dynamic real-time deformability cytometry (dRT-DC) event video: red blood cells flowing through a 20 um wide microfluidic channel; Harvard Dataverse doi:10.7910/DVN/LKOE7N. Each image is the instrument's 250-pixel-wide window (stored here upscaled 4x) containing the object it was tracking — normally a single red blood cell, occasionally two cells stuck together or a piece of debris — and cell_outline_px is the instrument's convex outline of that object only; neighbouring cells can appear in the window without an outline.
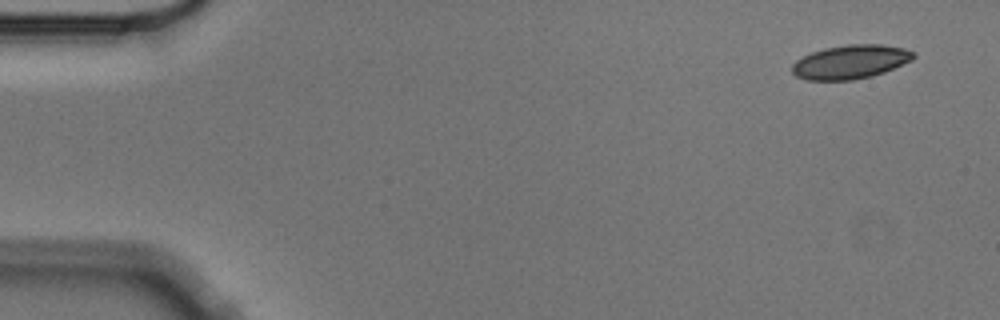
{"species": "Egyptian fruit bat (a non-hibernating species)", "species_latin": "Rousettus aegyptiacus", "temperature_condition": "cold", "stored_images_in_passage": 6, "camera_frame_rate_fps": 3000, "um_per_image_px": 0.085, "animal": {"sex": "male"}, "frame": {"image": 1, "passage_image": 1, "time_ms": 0.0, "image_size_px": [1000, 320], "cell_outline_px": [[916, 56], [912, 60], [884, 72], [872, 76], [852, 80], [808, 80], [796, 76], [792, 72], [792, 64], [796, 60], [812, 52], [824, 48], [848, 44], [880, 44], [904, 48], [916, 52]], "centroid_in_image_um": [72.31, 5.25], "position_along_channel_um": 12.7, "area_um2": 23.99}}
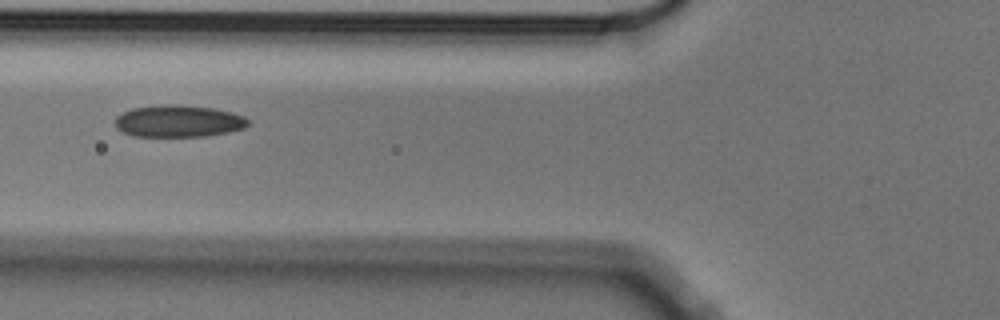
{"frame": {"image": 2, "passage_image": 5, "time_ms": 1.333, "image_size_px": [1000, 320], "cell_outline_px": [[248, 124], [244, 128], [228, 132], [204, 136], [132, 136], [116, 128], [116, 116], [132, 108], [164, 104], [180, 104], [212, 108], [232, 112], [244, 116], [248, 120]], "centroid_in_image_um": [15.17, 10.29], "position_along_channel_um": 110.6, "area_um2": 24.74}}
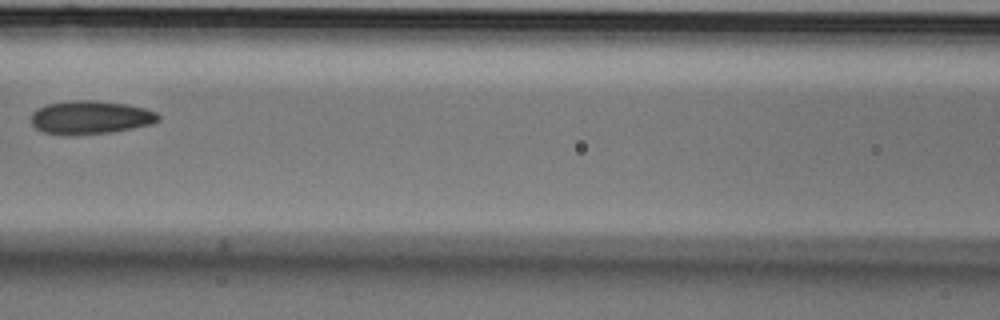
{"frame": {"image": 3, "passage_image": 6, "time_ms": 1.667, "image_size_px": [1000, 320], "cell_outline_px": [[160, 120], [152, 124], [112, 132], [68, 136], [44, 132], [36, 128], [32, 124], [32, 112], [36, 108], [44, 104], [72, 100], [96, 100], [128, 104], [144, 108], [156, 112], [160, 116]], "centroid_in_image_um": [7.67, 9.97], "position_along_channel_um": 158.9, "area_um2": 25.09}}